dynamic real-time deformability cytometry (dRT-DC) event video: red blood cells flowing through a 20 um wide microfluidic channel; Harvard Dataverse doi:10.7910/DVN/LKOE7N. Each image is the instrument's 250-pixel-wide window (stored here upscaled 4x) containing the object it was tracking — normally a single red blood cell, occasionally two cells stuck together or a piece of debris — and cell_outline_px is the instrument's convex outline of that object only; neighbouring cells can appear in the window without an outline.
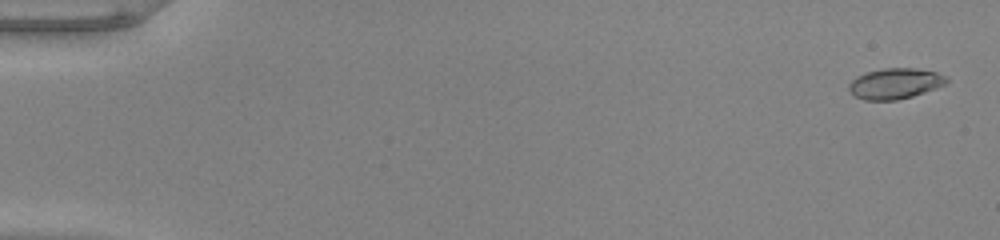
{"species": "common noctule bat (a hibernating species)", "species_latin": "Nyctalus noctula", "temperature_condition": "warm", "stored_images_in_passage": 53, "camera_frame_rate_fps": 3000, "um_per_image_px": 0.085, "animal": {"sex": "male", "body_mass_g": 20.0, "forearm_length_mm": 53.3}, "frame": {"image": 1, "passage_image": 2, "time_ms": 0.333, "image_size_px": [1000, 240], "cell_outline_px": [[948, 84], [912, 96], [896, 100], [864, 100], [856, 96], [848, 88], [848, 84], [856, 76], [864, 72], [884, 68], [916, 68], [936, 72], [948, 76]], "centroid_in_image_um": [76.1, 7.09], "position_along_channel_um": 8.9, "area_um2": 17.57}}
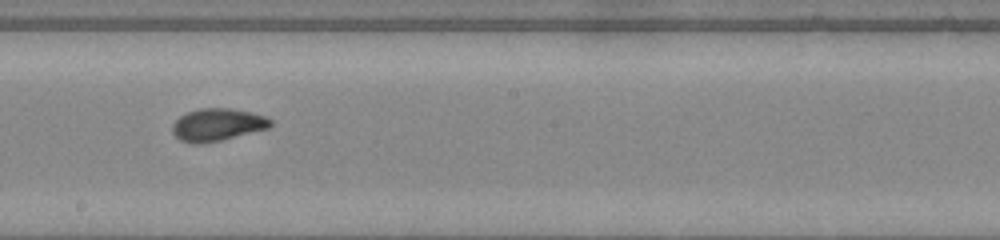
{"frame": {"image": 2, "passage_image": 31, "time_ms": 10.0, "image_size_px": [1000, 240], "cell_outline_px": [[272, 128], [220, 140], [200, 144], [192, 144], [180, 140], [172, 132], [172, 124], [180, 116], [188, 112], [200, 108], [228, 108], [248, 112], [264, 116], [272, 120]], "centroid_in_image_um": [18.48, 10.61], "position_along_channel_um": 229.7, "area_um2": 18.55}}
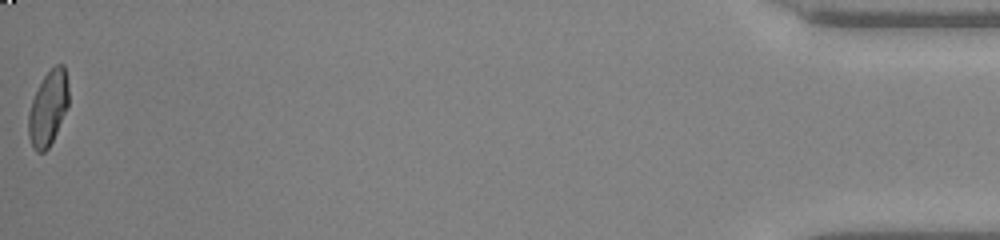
{"frame": {"image": 3, "passage_image": 53, "time_ms": 17.333, "image_size_px": [1000, 240], "cell_outline_px": [[68, 108], [48, 148], [44, 152], [36, 152], [32, 148], [28, 136], [28, 112], [32, 100], [44, 76], [56, 64], [64, 64], [68, 84]], "centroid_in_image_um": [4.09, 9.21], "position_along_channel_um": 431.1, "area_um2": 17.46}, "authors_computed_cell_mechanics": {"area_um2": 17.7446, "velocity_mm_per_s": 3.9991, "shape_relaxation_time_tau1_ms": 5.5586, "shape_relaxation_time_tau2_ms": 0.9328, "deformation_change_tau1": 0.2216, "deformation_change_tau2": 0.0593}}